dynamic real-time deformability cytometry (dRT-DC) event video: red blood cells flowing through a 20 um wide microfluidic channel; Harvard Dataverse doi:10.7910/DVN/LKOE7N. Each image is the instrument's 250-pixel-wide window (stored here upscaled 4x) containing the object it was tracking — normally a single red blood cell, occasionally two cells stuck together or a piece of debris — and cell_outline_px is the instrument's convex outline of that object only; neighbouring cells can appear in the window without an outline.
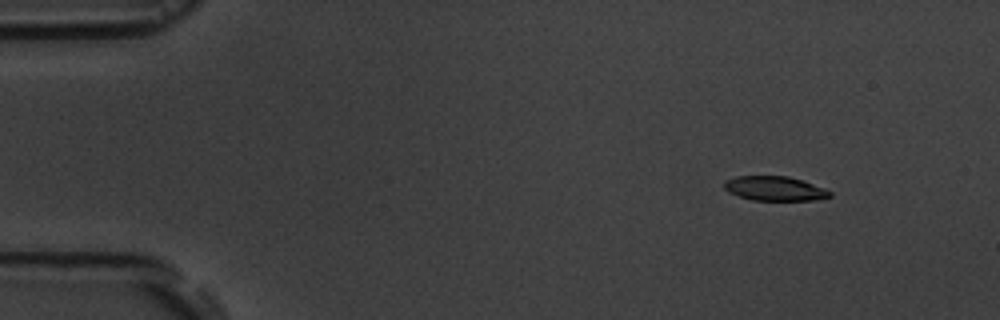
{"species": "common noctule bat (a hibernating species)", "species_latin": "Nyctalus noctula", "temperature_condition": "room temperature", "stored_images_in_passage": 5, "camera_frame_rate_fps": 3000, "um_per_image_px": 0.085, "animal": {"sex": "male", "body_mass_g": 19.5, "forearm_length_mm": 54.6}, "frame": {"image": 1, "passage_image": 2, "time_ms": 1.0, "image_size_px": [1000, 320], "cell_outline_px": [[832, 196], [812, 200], [752, 200], [728, 192], [724, 188], [724, 180], [736, 176], [788, 176], [824, 188], [832, 192]], "centroid_in_image_um": [65.82, 16.02], "position_along_channel_um": 19.2, "area_um2": 14.91}}